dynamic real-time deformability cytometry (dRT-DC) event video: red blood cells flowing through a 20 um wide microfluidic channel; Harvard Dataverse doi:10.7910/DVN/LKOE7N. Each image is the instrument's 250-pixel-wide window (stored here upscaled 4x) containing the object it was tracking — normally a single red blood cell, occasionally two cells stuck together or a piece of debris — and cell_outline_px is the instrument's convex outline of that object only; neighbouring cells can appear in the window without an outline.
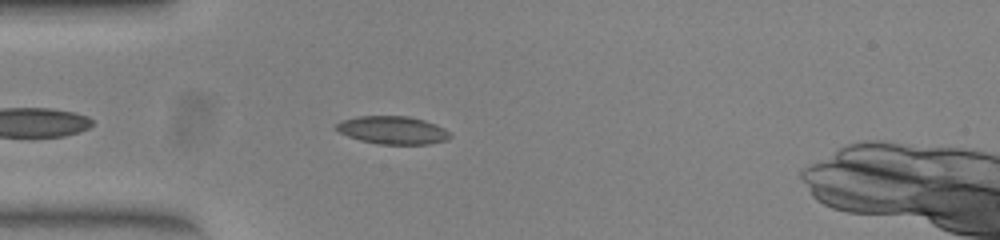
{"species": "common noctule bat (a hibernating species)", "species_latin": "Nyctalus noctula", "temperature_condition": "warm", "stored_images_in_passage": 20, "camera_frame_rate_fps": 3000, "um_per_image_px": 0.085, "animal": {"sex": "female", "body_mass_g": 23.0, "forearm_length_mm": 53.4}, "frame": {"image": 1, "passage_image": 4, "time_ms": 1.0, "image_size_px": [1000, 240], "cell_outline_px": [[452, 136], [448, 140], [428, 144], [380, 144], [360, 140], [348, 136], [340, 132], [336, 128], [336, 124], [344, 120], [356, 116], [408, 116], [424, 120], [444, 128]], "centroid_in_image_um": [33.4, 11.06], "position_along_channel_um": 51.6, "area_um2": 18.38}}
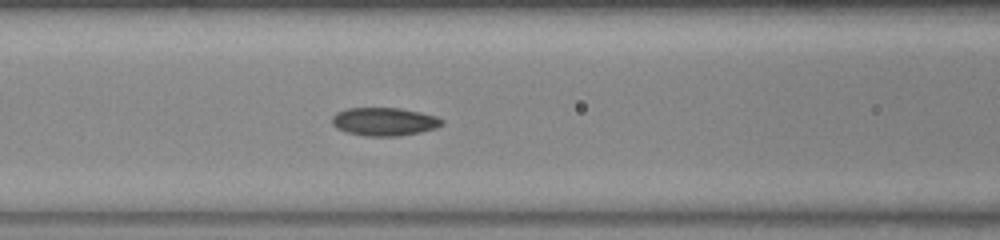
{"frame": {"image": 2, "passage_image": 11, "time_ms": 3.333, "image_size_px": [1000, 240], "cell_outline_px": [[444, 124], [436, 128], [420, 132], [400, 136], [364, 136], [348, 132], [336, 128], [332, 124], [332, 116], [336, 112], [348, 108], [400, 108], [420, 112], [436, 116], [444, 120]], "centroid_in_image_um": [32.67, 10.34], "position_along_channel_um": 133.9, "area_um2": 18.15}}
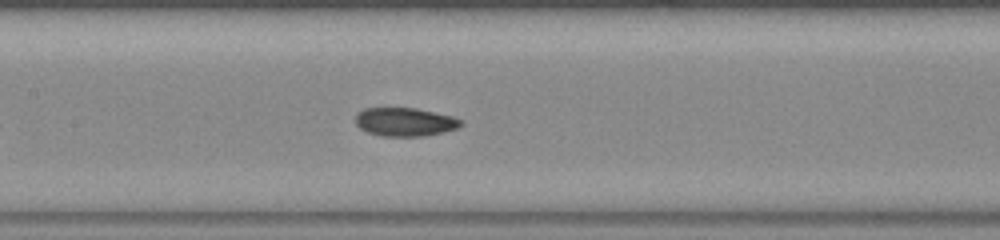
{"frame": {"image": 3, "passage_image": 14, "time_ms": 4.333, "image_size_px": [1000, 240], "cell_outline_px": [[464, 124], [456, 128], [444, 132], [424, 136], [384, 136], [368, 132], [360, 128], [356, 124], [356, 112], [364, 108], [416, 108], [452, 116], [460, 120]], "centroid_in_image_um": [34.4, 10.36], "position_along_channel_um": 173.0, "area_um2": 17.46}}